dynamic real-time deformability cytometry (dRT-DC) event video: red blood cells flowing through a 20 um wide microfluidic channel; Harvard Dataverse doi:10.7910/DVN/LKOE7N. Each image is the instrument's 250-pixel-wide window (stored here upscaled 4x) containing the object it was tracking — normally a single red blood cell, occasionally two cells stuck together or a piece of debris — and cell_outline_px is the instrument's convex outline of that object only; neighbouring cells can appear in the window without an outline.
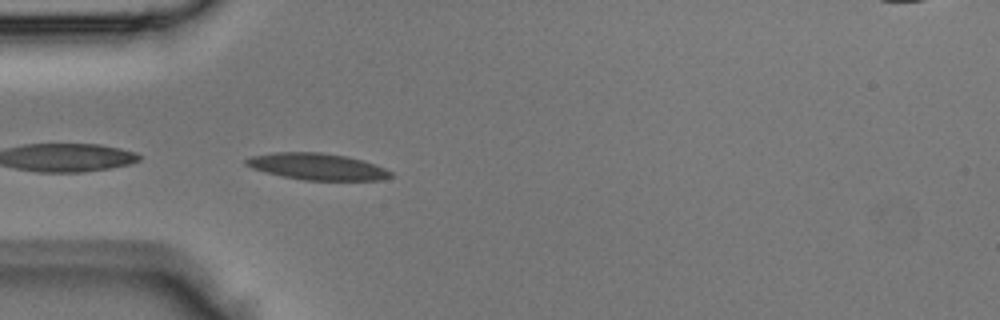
{"species": "Egyptian fruit bat (a non-hibernating species)", "species_latin": "Rousettus aegyptiacus", "temperature_condition": "room temperature", "stored_images_in_passage": 3, "camera_frame_rate_fps": 3000, "um_per_image_px": 0.085, "animal": {"sex": "male"}, "frame": {"image": 1, "passage_image": 3, "time_ms": 0.667, "image_size_px": [1000, 320], "cell_outline_px": [[392, 176], [380, 180], [304, 180], [284, 176], [252, 168], [244, 164], [244, 160], [252, 156], [272, 152], [320, 152], [344, 156], [364, 160], [376, 164], [392, 172]], "centroid_in_image_um": [26.97, 14.15], "position_along_channel_um": 58.0, "area_um2": 22.25}}